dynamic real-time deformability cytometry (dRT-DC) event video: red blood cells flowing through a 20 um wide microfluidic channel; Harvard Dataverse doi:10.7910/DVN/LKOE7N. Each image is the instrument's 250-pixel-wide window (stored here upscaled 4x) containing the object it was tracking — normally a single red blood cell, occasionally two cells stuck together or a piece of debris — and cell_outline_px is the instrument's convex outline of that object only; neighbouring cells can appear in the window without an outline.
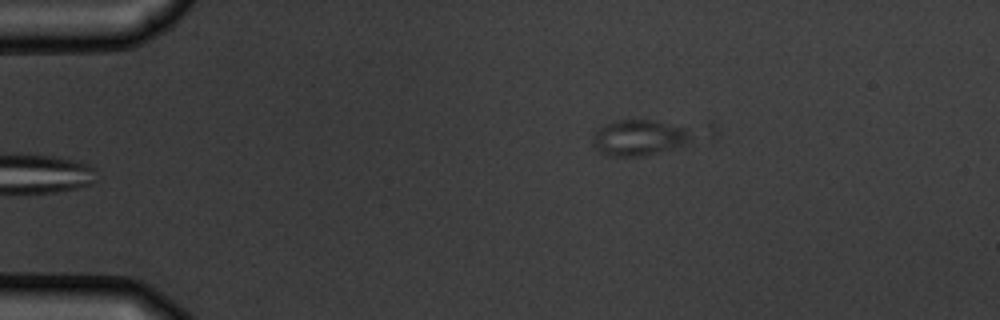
{"species": "common noctule bat (a hibernating species)", "species_latin": "Nyctalus noctula", "temperature_condition": "warm", "stored_images_in_passage": 5, "camera_frame_rate_fps": 3000, "um_per_image_px": 0.085, "animal": {"sex": "male", "body_mass_g": 19.5, "forearm_length_mm": 54.6}, "frame": {"image": 1, "passage_image": 5, "time_ms": 5.333, "image_size_px": [1000, 320], "cell_outline_px": [[688, 140], [684, 144], [640, 156], [612, 156], [600, 152], [592, 144], [592, 140], [596, 132], [604, 124], [616, 120], [652, 120], [684, 128], [688, 136]], "centroid_in_image_um": [54.19, 11.69], "position_along_channel_um": 30.8, "area_um2": 19.65}}